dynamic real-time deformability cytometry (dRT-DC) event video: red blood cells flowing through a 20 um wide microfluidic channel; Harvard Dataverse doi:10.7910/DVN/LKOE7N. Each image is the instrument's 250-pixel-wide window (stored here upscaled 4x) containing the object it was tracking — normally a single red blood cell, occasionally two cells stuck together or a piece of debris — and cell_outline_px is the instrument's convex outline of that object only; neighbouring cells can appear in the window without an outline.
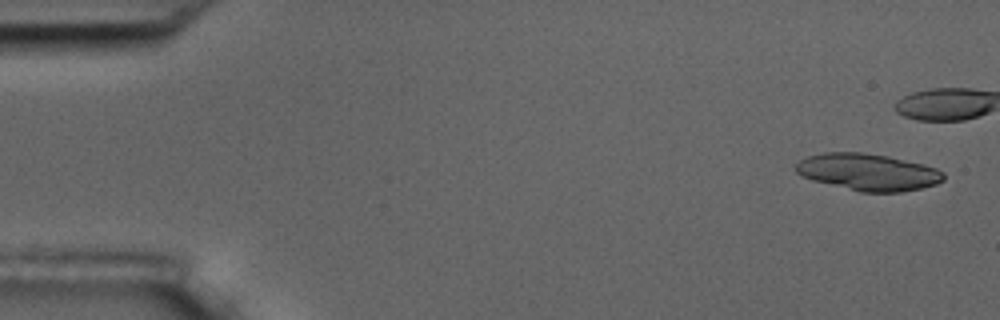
{"species": "common noctule bat (a hibernating species)", "species_latin": "Nyctalus noctula", "temperature_condition": "room temperature", "stored_images_in_passage": 7, "camera_frame_rate_fps": 3000, "um_per_image_px": 0.085, "animal": {"sex": "male", "body_mass_g": 17.5, "forearm_length_mm": 52.3}, "frame": {"image": 1, "passage_image": 1, "time_ms": 0.0, "image_size_px": [1000, 320], "cell_outline_px": [[944, 180], [936, 184], [920, 188], [900, 192], [860, 192], [812, 180], [800, 176], [796, 172], [796, 164], [800, 160], [808, 156], [824, 152], [860, 152], [888, 156], [924, 164], [936, 168], [944, 172]], "centroid_in_image_um": [73.78, 14.62], "position_along_channel_um": 11.2, "area_um2": 31.79}}